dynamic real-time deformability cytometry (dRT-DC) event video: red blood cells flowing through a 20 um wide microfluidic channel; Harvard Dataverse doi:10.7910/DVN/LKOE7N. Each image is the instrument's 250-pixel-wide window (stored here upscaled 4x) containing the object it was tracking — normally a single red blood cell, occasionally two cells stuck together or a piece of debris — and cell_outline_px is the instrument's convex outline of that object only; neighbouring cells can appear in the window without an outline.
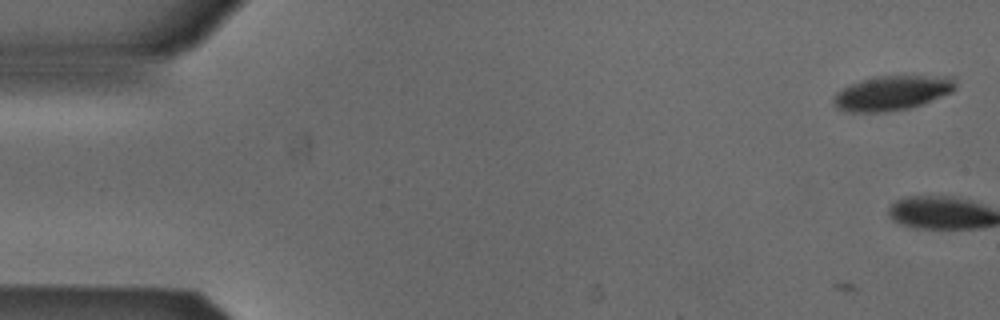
{"species": "Egyptian fruit bat (a non-hibernating species)", "species_latin": "Rousettus aegyptiacus", "temperature_condition": "cold", "stored_images_in_passage": 4, "camera_frame_rate_fps": 3000, "um_per_image_px": 0.085, "animal": {"sex": "male"}, "frame": {"image": 1, "passage_image": 4, "time_ms": 1.0, "image_size_px": [1000, 320], "cell_outline_px": [[956, 88], [952, 92], [920, 104], [908, 108], [884, 112], [844, 112], [836, 108], [832, 104], [832, 100], [836, 92], [852, 84], [876, 76], [952, 76], [956, 84]], "centroid_in_image_um": [75.8, 7.91], "position_along_channel_um": 9.2, "area_um2": 24.45}}